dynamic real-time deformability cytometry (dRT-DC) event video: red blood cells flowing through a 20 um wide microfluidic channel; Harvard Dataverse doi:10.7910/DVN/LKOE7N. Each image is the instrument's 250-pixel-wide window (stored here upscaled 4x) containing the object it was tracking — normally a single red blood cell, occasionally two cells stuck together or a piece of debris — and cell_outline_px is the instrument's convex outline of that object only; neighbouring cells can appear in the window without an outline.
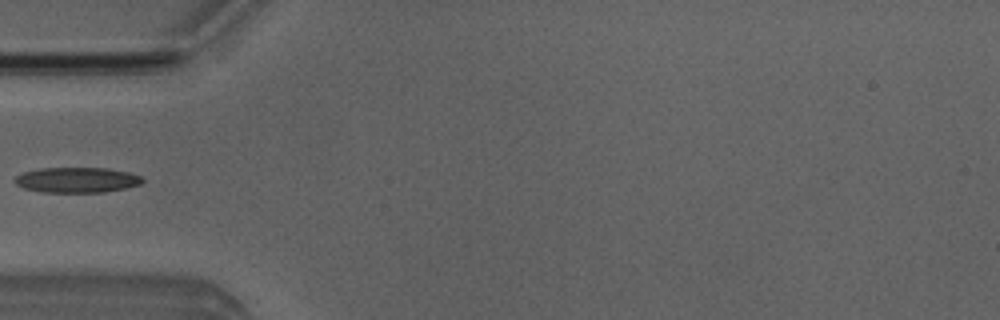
{"species": "Egyptian fruit bat (a non-hibernating species)", "species_latin": "Rousettus aegyptiacus", "temperature_condition": "room temperature", "stored_images_in_passage": 5, "camera_frame_rate_fps": 3000, "um_per_image_px": 0.085, "animal": {"sex": "male"}, "frame": {"image": 1, "passage_image": 5, "time_ms": 4.667, "image_size_px": [1000, 320], "cell_outline_px": [[144, 180], [140, 184], [124, 188], [104, 192], [40, 192], [24, 188], [16, 184], [12, 180], [16, 176], [24, 172], [40, 168], [108, 168], [128, 172], [140, 176]], "centroid_in_image_um": [6.5, 15.29], "position_along_channel_um": 78.5, "area_um2": 18.79}}